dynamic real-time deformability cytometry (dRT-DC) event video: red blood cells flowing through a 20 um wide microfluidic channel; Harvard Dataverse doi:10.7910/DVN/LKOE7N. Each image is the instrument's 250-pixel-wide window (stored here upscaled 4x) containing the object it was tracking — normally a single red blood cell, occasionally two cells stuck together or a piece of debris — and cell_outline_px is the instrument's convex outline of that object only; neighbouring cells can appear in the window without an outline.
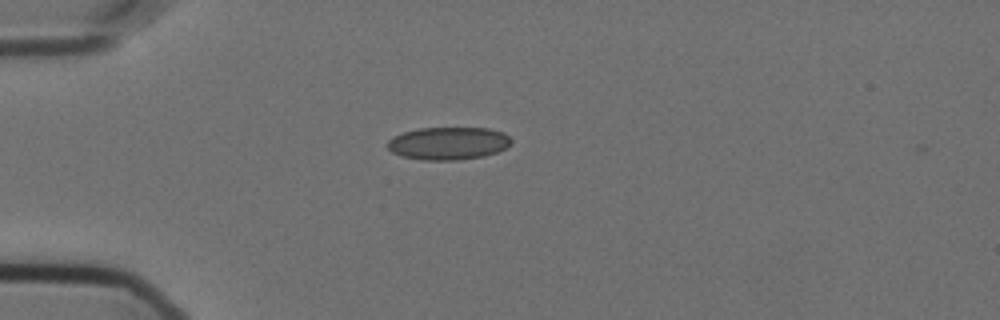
{"species": "Egyptian fruit bat (a non-hibernating species)", "species_latin": "Rousettus aegyptiacus", "temperature_condition": "cold", "stored_images_in_passage": 42, "camera_frame_rate_fps": 3000, "um_per_image_px": 0.085, "animal": {"sex": "female"}, "frame": {"image": 1, "passage_image": 1, "time_ms": 0.0, "image_size_px": [1000, 320], "cell_outline_px": [[512, 140], [504, 148], [496, 152], [484, 156], [460, 160], [420, 160], [400, 156], [392, 152], [388, 148], [388, 140], [392, 136], [404, 132], [420, 128], [488, 128], [504, 132]], "centroid_in_image_um": [38.08, 12.19], "position_along_channel_um": 46.9, "area_um2": 23.64}}
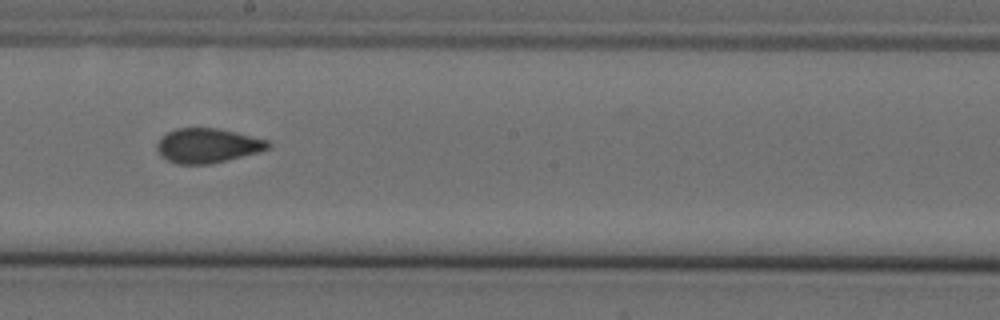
{"frame": {"image": 2, "passage_image": 18, "time_ms": 5.667, "image_size_px": [1000, 320], "cell_outline_px": [[272, 144], [268, 148], [256, 152], [228, 160], [212, 164], [176, 164], [160, 156], [156, 148], [156, 144], [168, 132], [176, 128], [216, 128], [236, 132], [268, 140]], "centroid_in_image_um": [17.62, 12.38], "position_along_channel_um": 230.6, "area_um2": 22.25}}
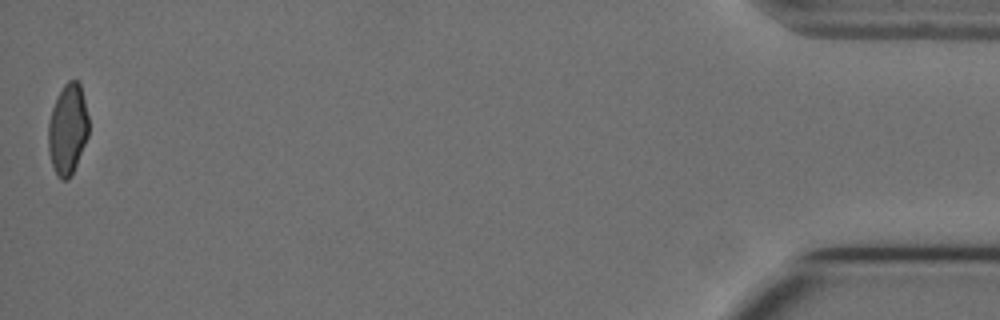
{"frame": {"image": 3, "passage_image": 42, "time_ms": 13.667, "image_size_px": [1000, 320], "cell_outline_px": [[88, 136], [72, 176], [68, 180], [60, 180], [56, 176], [48, 152], [48, 120], [56, 96], [64, 84], [68, 80], [76, 80], [80, 84], [88, 116]], "centroid_in_image_um": [5.73, 11.02], "position_along_channel_um": 429.5, "area_um2": 21.62}, "authors_computed_cell_mechanics": {"area_um2": 22.4553, "velocity_mm_per_s": 3.5902, "shape_relaxation_time_tau1_ms": null, "shape_relaxation_time_tau2_ms": 1.2803, "deformation_change_tau1": null, "deformation_change_tau2": 0.0559}}